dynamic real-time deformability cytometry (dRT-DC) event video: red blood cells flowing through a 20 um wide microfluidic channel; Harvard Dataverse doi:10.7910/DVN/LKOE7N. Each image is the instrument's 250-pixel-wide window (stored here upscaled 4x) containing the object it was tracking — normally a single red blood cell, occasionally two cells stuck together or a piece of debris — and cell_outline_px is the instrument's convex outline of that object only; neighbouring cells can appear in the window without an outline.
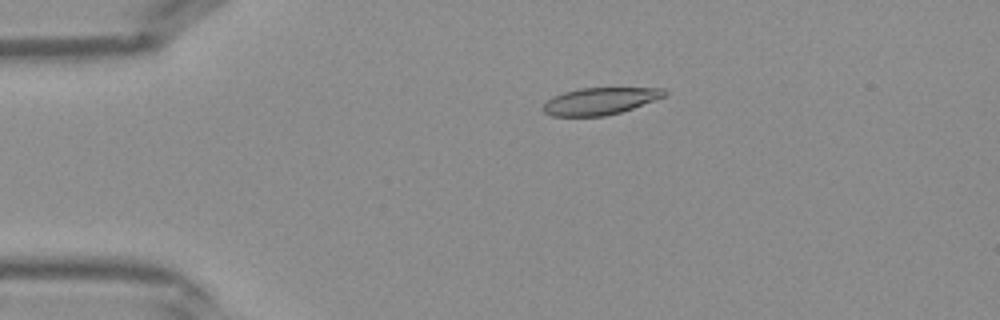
{"species": "Egyptian fruit bat (a non-hibernating species)", "species_latin": "Rousettus aegyptiacus", "temperature_condition": "warm", "stored_images_in_passage": 42, "camera_frame_rate_fps": 3000, "um_per_image_px": 0.085, "frame": {"image": 1, "passage_image": 9, "time_ms": 2.667, "image_size_px": [1000, 320], "cell_outline_px": [[668, 92], [664, 96], [632, 108], [620, 112], [604, 116], [552, 116], [544, 112], [540, 108], [552, 96], [564, 92], [580, 88], [664, 88]], "centroid_in_image_um": [50.95, 8.59], "position_along_channel_um": 34.0, "area_um2": 18.96}}
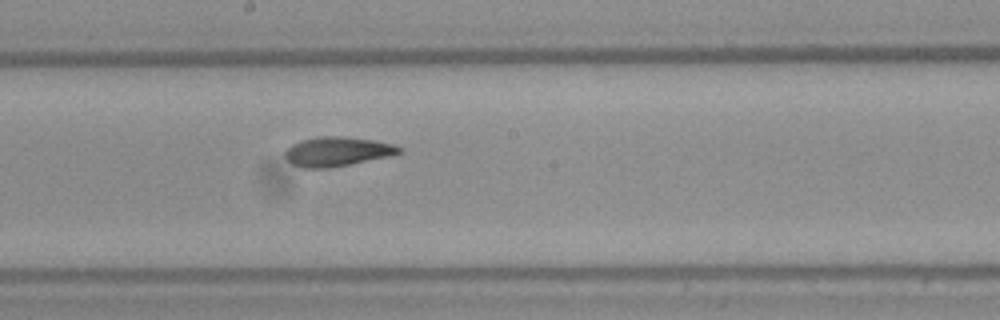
{"frame": {"image": 2, "passage_image": 23, "time_ms": 7.333, "image_size_px": [1000, 320], "cell_outline_px": [[404, 152], [392, 156], [352, 164], [328, 168], [300, 168], [292, 164], [284, 156], [284, 152], [292, 144], [300, 140], [316, 136], [344, 136], [372, 140], [392, 144], [404, 148]], "centroid_in_image_um": [28.68, 12.88], "position_along_channel_um": 219.5, "area_um2": 19.88}}
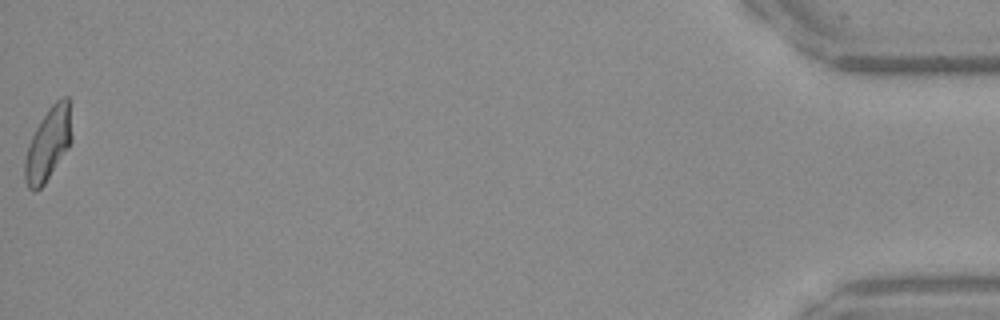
{"frame": {"image": 3, "passage_image": 42, "time_ms": 13.667, "image_size_px": [1000, 320], "cell_outline_px": [[72, 140], [68, 148], [44, 184], [36, 192], [32, 192], [28, 188], [24, 180], [24, 160], [32, 136], [36, 128], [48, 108], [56, 100], [64, 96], [68, 96], [72, 136]], "centroid_in_image_um": [4.09, 12.26], "position_along_channel_um": 431.1, "area_um2": 19.77}}